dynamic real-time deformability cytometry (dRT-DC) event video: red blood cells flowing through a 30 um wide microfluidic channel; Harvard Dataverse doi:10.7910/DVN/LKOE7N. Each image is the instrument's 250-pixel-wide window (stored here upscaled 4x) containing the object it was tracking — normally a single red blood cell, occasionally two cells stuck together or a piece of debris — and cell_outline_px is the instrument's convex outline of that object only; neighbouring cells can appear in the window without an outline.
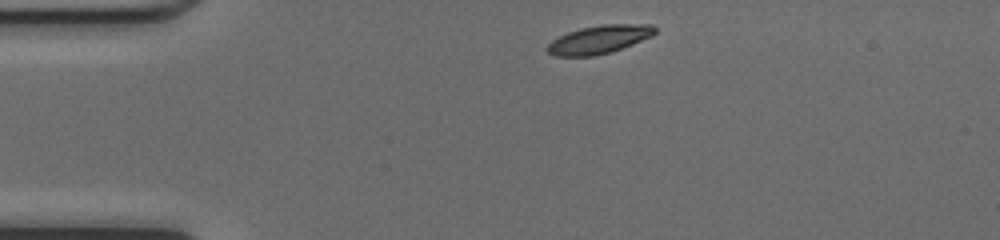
{"species": "common noctule bat (a hibernating species)", "species_latin": "Nyctalus noctula", "temperature_condition": "cold", "stored_images_in_passage": 40, "camera_frame_rate_fps": 3000, "um_per_image_px": 0.085, "animal": {"sex": "female", "body_mass_g": 17.0, "forearm_length_mm": 48.0}, "frame": {"image": 1, "passage_image": 1, "time_ms": 0.0, "image_size_px": [1000, 240], "cell_outline_px": [[656, 32], [652, 36], [612, 52], [596, 56], [556, 56], [548, 52], [544, 48], [552, 40], [568, 32], [580, 28], [600, 24], [652, 24], [656, 28]], "centroid_in_image_um": [50.93, 3.35], "position_along_channel_um": 34.1, "area_um2": 17.86}}
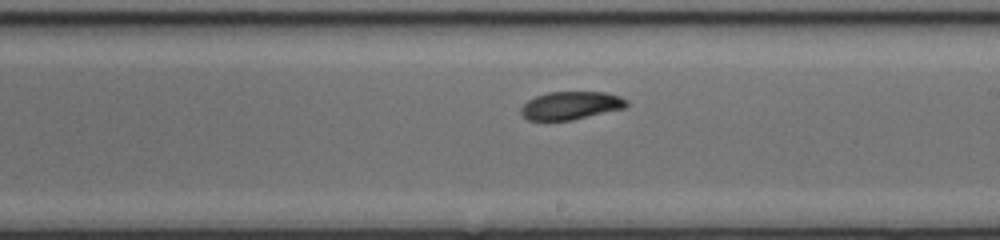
{"frame": {"image": 2, "passage_image": 19, "time_ms": 6.0, "image_size_px": [1000, 240], "cell_outline_px": [[628, 104], [624, 108], [572, 120], [528, 120], [520, 112], [520, 108], [528, 100], [536, 96], [548, 92], [604, 92], [620, 96], [628, 100]], "centroid_in_image_um": [48.52, 8.96], "position_along_channel_um": 240.5, "area_um2": 17.17}}
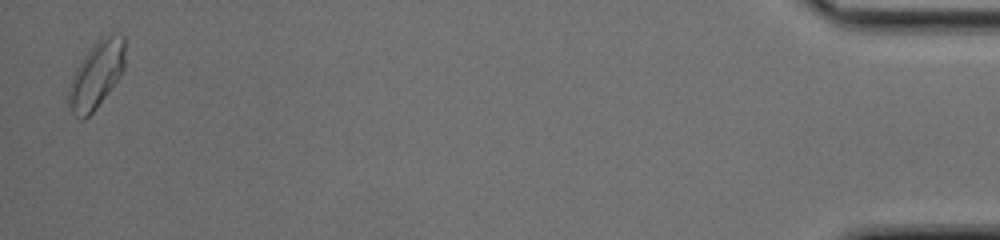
{"frame": {"image": 3, "passage_image": 39, "time_ms": 12.667, "image_size_px": [1000, 240], "cell_outline_px": [[124, 72], [96, 108], [84, 120], [80, 120], [72, 112], [68, 104], [68, 92], [72, 76], [80, 60], [92, 44], [100, 36], [112, 32], [116, 32], [124, 36]], "centroid_in_image_um": [8.2, 6.31], "position_along_channel_um": 427.0, "area_um2": 22.37}, "authors_computed_cell_mechanics": {"area_um2": 17.918, "velocity_mm_per_s": 4.2111, "shape_relaxation_time_tau1_ms": 6.4882, "shape_relaxation_time_tau2_ms": 2.7002, "deformation_change_tau1": 0.1785, "deformation_change_tau2": 0.0698}}